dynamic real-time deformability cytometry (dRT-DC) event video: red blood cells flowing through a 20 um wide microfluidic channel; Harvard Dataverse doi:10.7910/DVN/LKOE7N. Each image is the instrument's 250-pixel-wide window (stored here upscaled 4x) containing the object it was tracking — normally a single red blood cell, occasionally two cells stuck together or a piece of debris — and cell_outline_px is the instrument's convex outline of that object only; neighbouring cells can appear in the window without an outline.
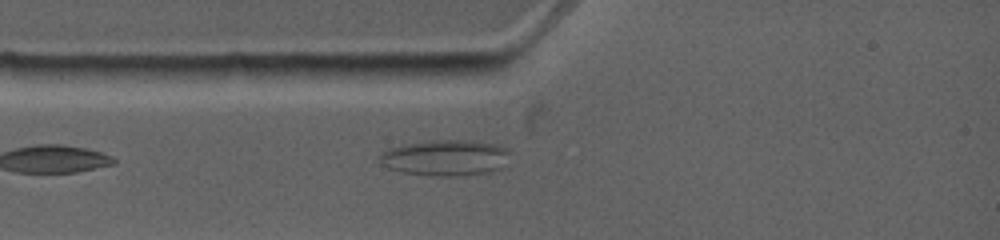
{"species": "common noctule bat (a hibernating species)", "species_latin": "Nyctalus noctula", "temperature_condition": "warm", "stored_images_in_passage": 2, "camera_frame_rate_fps": 4500, "um_per_image_px": 0.085, "animal": {"sex": "female", "body_mass_g": 19.0, "forearm_length_mm": 53.3}, "frame": {"image": 1, "passage_image": 2, "time_ms": 0.889, "image_size_px": [1000, 240], "cell_outline_px": [[508, 152], [500, 168], [488, 172], [452, 176], [440, 176], [404, 172], [388, 168], [384, 164], [380, 156], [380, 152], [388, 148], [408, 144], [432, 140], [476, 140], [496, 144], [504, 148]], "centroid_in_image_um": [37.83, 13.39], "position_along_channel_um": 47.2, "area_um2": 26.65}}